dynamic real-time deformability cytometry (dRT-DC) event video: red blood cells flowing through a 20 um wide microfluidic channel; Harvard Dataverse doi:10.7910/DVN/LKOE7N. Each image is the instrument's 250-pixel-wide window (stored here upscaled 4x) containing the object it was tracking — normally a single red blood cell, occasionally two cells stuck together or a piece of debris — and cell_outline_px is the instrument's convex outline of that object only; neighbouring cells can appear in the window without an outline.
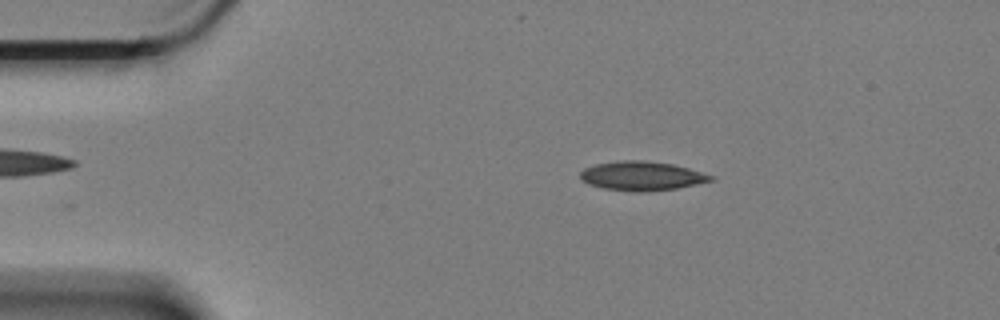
{"species": "Egyptian fruit bat (a non-hibernating species)", "species_latin": "Rousettus aegyptiacus", "temperature_condition": "cold", "stored_images_in_passage": 39, "camera_frame_rate_fps": 3000, "um_per_image_px": 0.085, "animal": {"sex": "female"}, "frame": {"image": 1, "passage_image": 2, "time_ms": 0.333, "image_size_px": [1000, 320], "cell_outline_px": [[716, 180], [676, 188], [648, 192], [628, 192], [604, 188], [588, 184], [580, 176], [580, 172], [584, 168], [596, 164], [624, 160], [640, 160], [672, 164], [688, 168], [716, 176]], "centroid_in_image_um": [54.58, 14.97], "position_along_channel_um": 30.4, "area_um2": 22.2}}
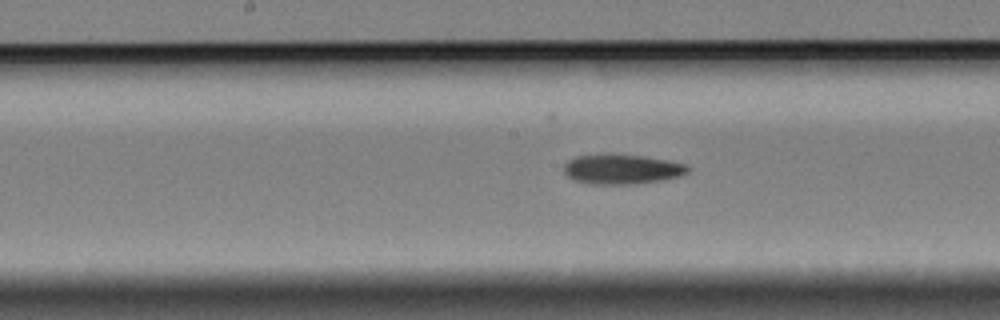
{"frame": {"image": 2, "passage_image": 21, "time_ms": 6.667, "image_size_px": [1000, 320], "cell_outline_px": [[688, 172], [680, 176], [660, 180], [632, 184], [592, 184], [576, 180], [568, 176], [564, 172], [564, 164], [568, 160], [576, 156], [600, 152], [612, 152], [644, 156], [668, 160], [684, 164], [688, 168]], "centroid_in_image_um": [52.81, 14.34], "position_along_channel_um": 195.4, "area_um2": 21.91}}
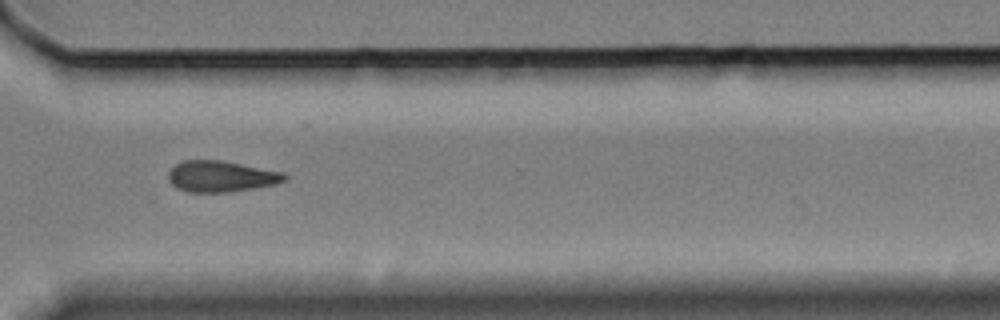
{"frame": {"image": 3, "passage_image": 35, "time_ms": 11.333, "image_size_px": [1000, 320], "cell_outline_px": [[288, 176], [284, 180], [276, 184], [256, 188], [228, 192], [188, 192], [172, 184], [168, 180], [168, 172], [176, 164], [184, 160], [220, 160], [280, 172]], "centroid_in_image_um": [18.76, 15.0], "position_along_channel_um": 351.8, "area_um2": 20.75}, "authors_computed_cell_mechanics": {"area_um2": 21.2126, "velocity_mm_per_s": 3.3557, "shape_relaxation_time_tau1_ms": 4.5805, "shape_relaxation_time_tau2_ms": null, "deformation_change_tau1": 0.1241, "deformation_change_tau2": null}}